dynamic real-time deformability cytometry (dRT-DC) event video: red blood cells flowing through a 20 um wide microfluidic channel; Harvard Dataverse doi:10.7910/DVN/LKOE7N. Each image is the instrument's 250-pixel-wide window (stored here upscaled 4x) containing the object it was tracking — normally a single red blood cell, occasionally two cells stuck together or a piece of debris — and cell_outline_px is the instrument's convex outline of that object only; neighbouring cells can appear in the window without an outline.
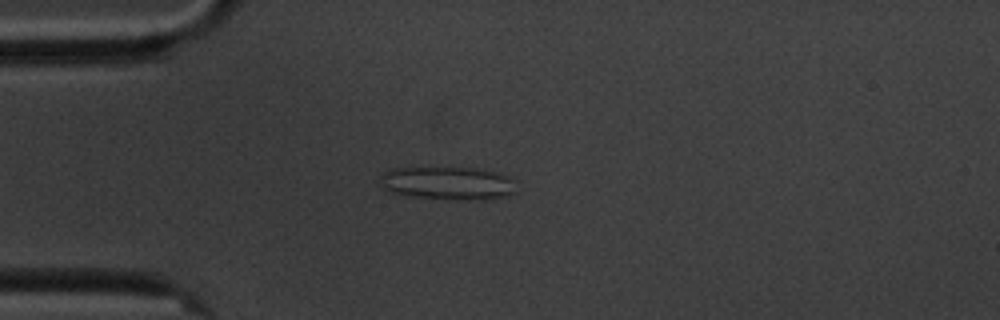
{"species": "common noctule bat (a hibernating species)", "species_latin": "Nyctalus noctula", "temperature_condition": "cold", "stored_images_in_passage": 5, "camera_frame_rate_fps": 3000, "um_per_image_px": 0.085, "animal": {"sex": "male", "body_mass_g": 20.1, "forearm_length_mm": 53.5}, "frame": {"image": 1, "passage_image": 4, "time_ms": 3.667, "image_size_px": [1000, 320], "cell_outline_px": [[512, 192], [508, 196], [484, 200], [416, 196], [388, 192], [376, 180], [388, 168], [472, 168], [496, 172], [508, 176], [512, 180]], "centroid_in_image_um": [37.98, 15.55], "position_along_channel_um": 47.0, "area_um2": 25.84}}